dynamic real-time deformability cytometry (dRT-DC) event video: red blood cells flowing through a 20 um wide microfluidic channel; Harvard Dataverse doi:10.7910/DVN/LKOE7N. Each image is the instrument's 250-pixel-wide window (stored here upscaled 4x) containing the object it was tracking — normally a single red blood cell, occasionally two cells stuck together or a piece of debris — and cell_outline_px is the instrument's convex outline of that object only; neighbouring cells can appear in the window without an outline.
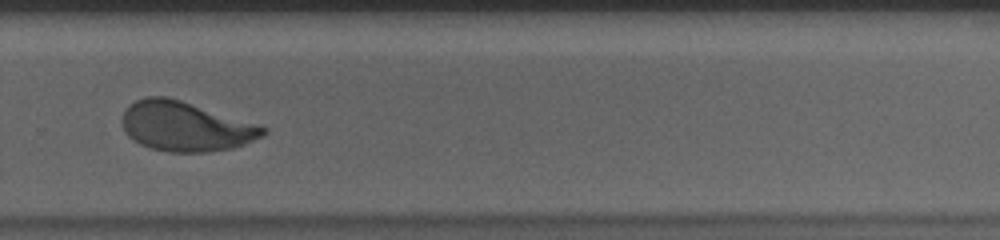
{"species": "human", "species_latin": "Homo sapiens", "temperature_condition": "cold", "stored_images_in_passage": 50, "camera_frame_rate_fps": 3000, "um_per_image_px": 0.085, "donor": {"sex": "male"}, "frame": {"image": 1, "passage_image": 36, "time_ms": 11.667, "image_size_px": [1000, 240], "cell_outline_px": [[268, 132], [264, 136], [244, 144], [232, 148], [208, 152], [168, 152], [152, 148], [140, 144], [132, 140], [124, 132], [120, 120], [124, 112], [136, 100], [148, 96], [168, 96], [264, 124], [268, 128]], "centroid_in_image_um": [15.84, 10.73], "position_along_channel_um": 314.0, "area_um2": 41.56}}